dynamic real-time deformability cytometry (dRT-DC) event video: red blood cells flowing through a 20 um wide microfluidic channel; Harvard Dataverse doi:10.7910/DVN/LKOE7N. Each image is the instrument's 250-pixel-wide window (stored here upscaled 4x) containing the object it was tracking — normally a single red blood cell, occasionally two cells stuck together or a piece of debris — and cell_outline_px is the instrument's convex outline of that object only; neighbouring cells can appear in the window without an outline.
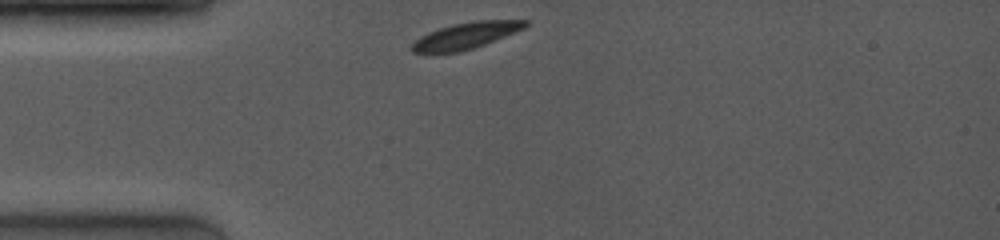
{"species": "common noctule bat (a hibernating species)", "species_latin": "Nyctalus noctula", "temperature_condition": "room temperature", "stored_images_in_passage": 2, "camera_frame_rate_fps": 4000, "um_per_image_px": 0.085, "animal": {"sex": "female", "body_mass_g": 19.0, "forearm_length_mm": 53.3}, "frame": {"image": 1, "passage_image": 1, "time_ms": 0.0, "image_size_px": [1000, 240], "cell_outline_px": [[532, 24], [524, 28], [484, 44], [460, 52], [412, 52], [408, 48], [420, 36], [428, 32], [452, 24], [476, 20], [532, 20]], "centroid_in_image_um": [39.62, 3.01], "position_along_channel_um": 45.4, "area_um2": 17.34}}
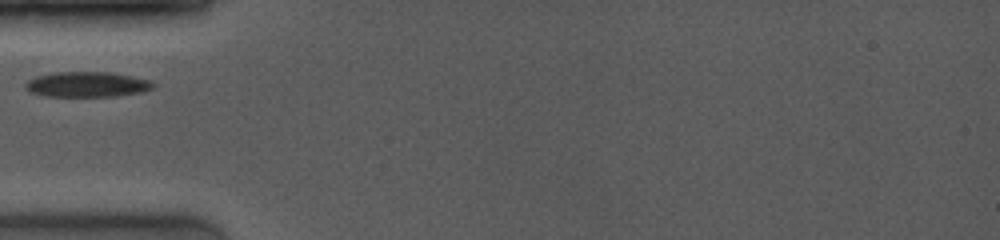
{"frame": {"image": 2, "passage_image": 2, "time_ms": 1.25, "image_size_px": [1000, 240], "cell_outline_px": [[156, 84], [152, 88], [140, 92], [116, 96], [44, 96], [28, 92], [24, 88], [24, 84], [28, 80], [36, 76], [52, 72], [108, 72], [132, 76], [152, 80]], "centroid_in_image_um": [7.36, 7.17], "position_along_channel_um": 77.6, "area_um2": 18.96}}